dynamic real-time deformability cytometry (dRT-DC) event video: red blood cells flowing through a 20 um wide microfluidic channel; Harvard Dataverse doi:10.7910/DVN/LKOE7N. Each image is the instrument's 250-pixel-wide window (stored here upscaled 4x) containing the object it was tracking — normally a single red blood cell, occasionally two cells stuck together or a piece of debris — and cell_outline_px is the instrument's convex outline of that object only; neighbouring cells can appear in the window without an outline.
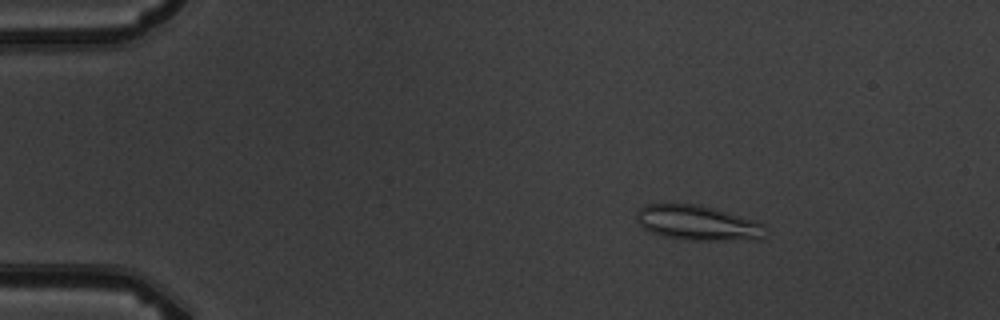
{"species": "common noctule bat (a hibernating species)", "species_latin": "Nyctalus noctula", "temperature_condition": "warm", "stored_images_in_passage": 4, "camera_frame_rate_fps": 3000, "um_per_image_px": 0.085, "animal": {"sex": "male", "body_mass_g": 19.5, "forearm_length_mm": 54.6}, "frame": {"image": 1, "passage_image": 1, "time_ms": 0.0, "image_size_px": [1000, 320], "cell_outline_px": [[764, 240], [680, 240], [664, 236], [652, 232], [644, 228], [636, 220], [636, 212], [640, 208], [648, 204], [700, 204], [756, 220], [764, 224]], "centroid_in_image_um": [59.34, 18.96], "position_along_channel_um": 25.7, "area_um2": 26.47}}
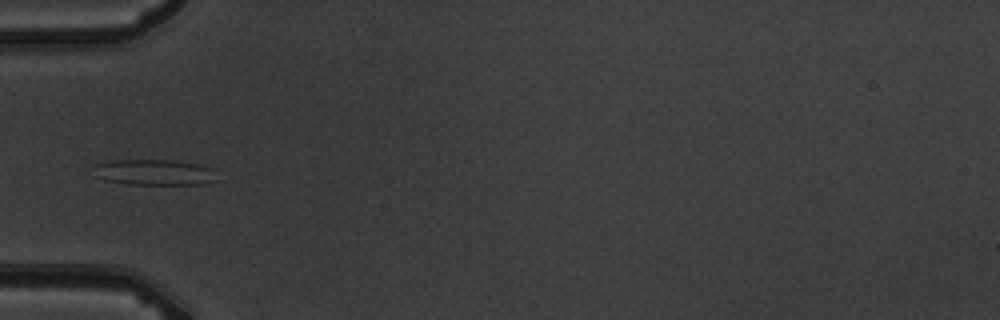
{"frame": {"image": 2, "passage_image": 4, "time_ms": 3.333, "image_size_px": [1000, 320], "cell_outline_px": [[220, 180], [204, 184], [128, 184], [104, 180], [92, 164], [112, 160], [176, 160], [200, 164], [212, 168]], "centroid_in_image_um": [13.22, 14.64], "position_along_channel_um": 71.8, "area_um2": 18.61}}